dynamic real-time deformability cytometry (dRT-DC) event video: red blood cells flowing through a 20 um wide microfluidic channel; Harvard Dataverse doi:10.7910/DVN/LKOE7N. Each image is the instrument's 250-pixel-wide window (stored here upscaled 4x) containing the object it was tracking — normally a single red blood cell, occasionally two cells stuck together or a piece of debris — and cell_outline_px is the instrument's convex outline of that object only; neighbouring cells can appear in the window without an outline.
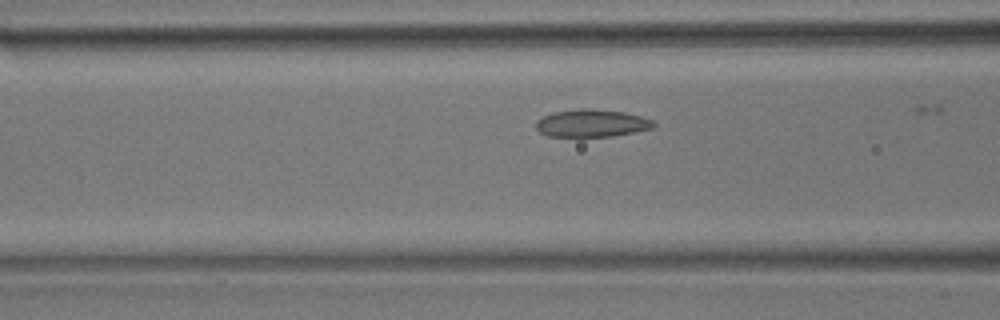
{"species": "common noctule bat (a hibernating species)", "species_latin": "Nyctalus noctula", "temperature_condition": "room temperature", "stored_images_in_passage": 25, "camera_frame_rate_fps": 3000, "um_per_image_px": 0.085, "animal": {"sex": "male", "body_mass_g": 17.9}, "frame": {"image": 1, "passage_image": 12, "time_ms": 3.667, "image_size_px": [1000, 320], "cell_outline_px": [[656, 124], [652, 128], [612, 136], [548, 136], [540, 132], [536, 128], [536, 120], [552, 112], [584, 108], [624, 112], [640, 116], [652, 120]], "centroid_in_image_um": [50.27, 10.47], "position_along_channel_um": 116.3, "area_um2": 18.61}}
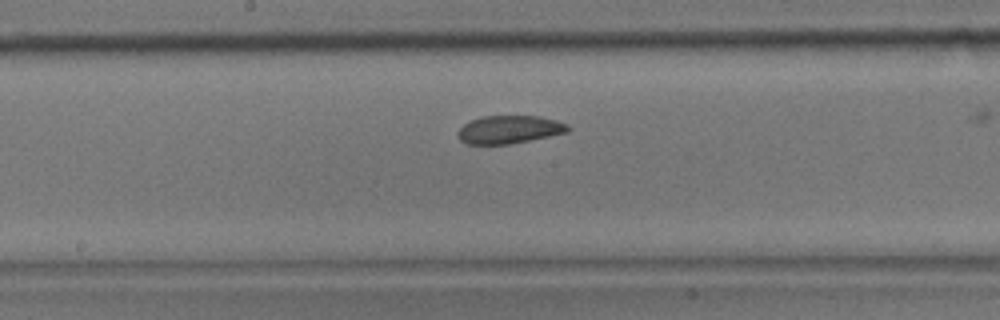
{"frame": {"image": 2, "passage_image": 18, "time_ms": 5.667, "image_size_px": [1000, 320], "cell_outline_px": [[568, 132], [508, 144], [468, 144], [460, 140], [456, 132], [464, 124], [480, 116], [540, 116], [556, 120], [568, 124]], "centroid_in_image_um": [43.26, 11.0], "position_along_channel_um": 204.9, "area_um2": 17.8}}
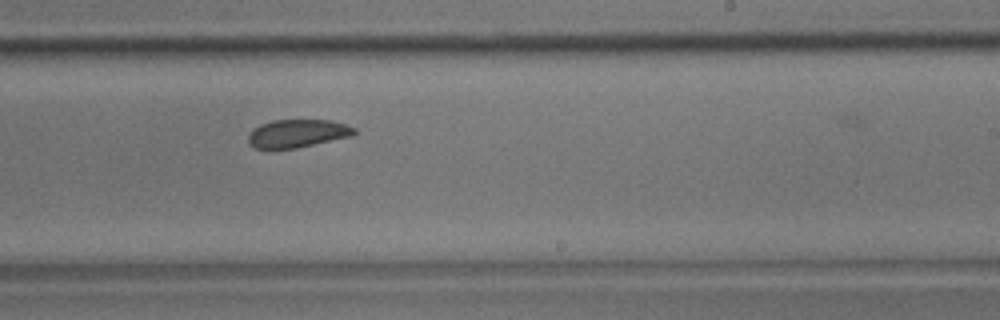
{"frame": {"image": 3, "passage_image": 22, "time_ms": 7.0, "image_size_px": [1000, 320], "cell_outline_px": [[356, 132], [352, 136], [296, 148], [256, 148], [248, 144], [248, 136], [260, 124], [272, 120], [332, 120], [356, 128]], "centroid_in_image_um": [25.3, 11.33], "position_along_channel_um": 263.7, "area_um2": 17.17}}